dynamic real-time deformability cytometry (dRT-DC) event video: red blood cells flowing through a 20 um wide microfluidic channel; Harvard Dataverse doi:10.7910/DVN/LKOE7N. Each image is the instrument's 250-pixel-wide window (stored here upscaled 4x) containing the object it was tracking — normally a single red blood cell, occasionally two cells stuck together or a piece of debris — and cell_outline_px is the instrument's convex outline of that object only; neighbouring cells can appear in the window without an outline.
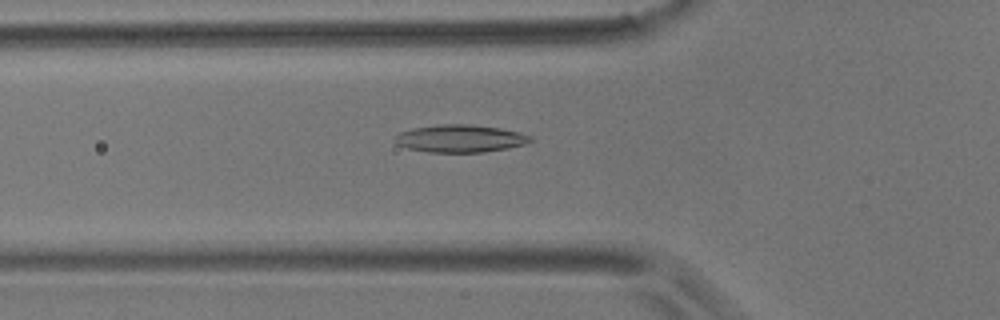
{"species": "common noctule bat (a hibernating species)", "species_latin": "Nyctalus noctula", "temperature_condition": "room temperature", "stored_images_in_passage": 49, "camera_frame_rate_fps": 3000, "um_per_image_px": 0.085, "animal": {"sex": "male", "body_mass_g": 17.9}, "frame": {"image": 1, "passage_image": 12, "time_ms": 3.667, "image_size_px": [1000, 320], "cell_outline_px": [[532, 140], [524, 144], [508, 148], [484, 152], [428, 152], [408, 148], [396, 144], [392, 140], [400, 132], [412, 128], [436, 124], [468, 124], [500, 128], [520, 132], [532, 136]], "centroid_in_image_um": [39.09, 11.77], "position_along_channel_um": 86.7, "area_um2": 21.85}}
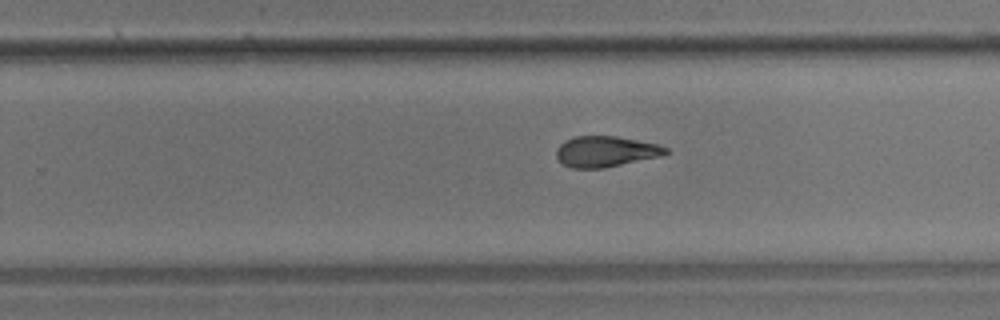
{"frame": {"image": 2, "passage_image": 28, "time_ms": 9.0, "image_size_px": [1000, 320], "cell_outline_px": [[668, 152], [660, 156], [604, 168], [572, 168], [564, 164], [556, 156], [556, 148], [564, 140], [576, 136], [616, 136], [656, 144], [668, 148]], "centroid_in_image_um": [51.45, 12.87], "position_along_channel_um": 278.4, "area_um2": 19.42}}
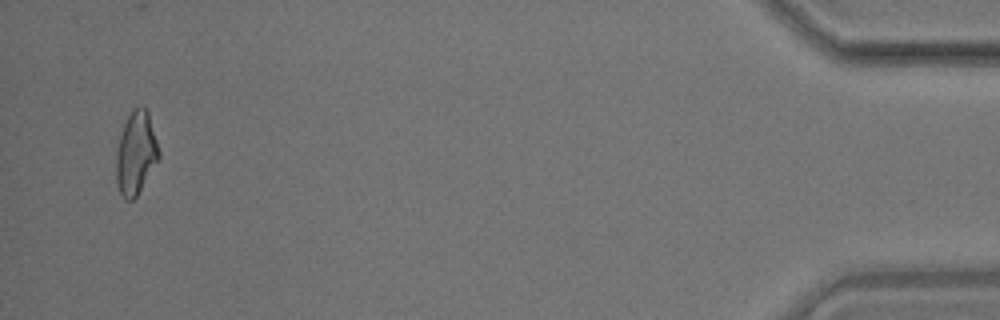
{"frame": {"image": 3, "passage_image": 47, "time_ms": 15.333, "image_size_px": [1000, 320], "cell_outline_px": [[160, 156], [136, 196], [132, 200], [124, 200], [120, 196], [116, 180], [116, 152], [120, 136], [124, 124], [132, 108], [140, 104], [144, 104], [148, 112], [160, 152]], "centroid_in_image_um": [11.54, 12.99], "position_along_channel_um": 423.7, "area_um2": 20.63}, "authors_computed_cell_mechanics": {"area_um2": 20.519, "velocity_mm_per_s": 3.5792, "shape_relaxation_time_tau1_ms": 10.0128, "shape_relaxation_time_tau2_ms": 1.906, "deformation_change_tau1": 0.2541, "deformation_change_tau2": 0.0942}}